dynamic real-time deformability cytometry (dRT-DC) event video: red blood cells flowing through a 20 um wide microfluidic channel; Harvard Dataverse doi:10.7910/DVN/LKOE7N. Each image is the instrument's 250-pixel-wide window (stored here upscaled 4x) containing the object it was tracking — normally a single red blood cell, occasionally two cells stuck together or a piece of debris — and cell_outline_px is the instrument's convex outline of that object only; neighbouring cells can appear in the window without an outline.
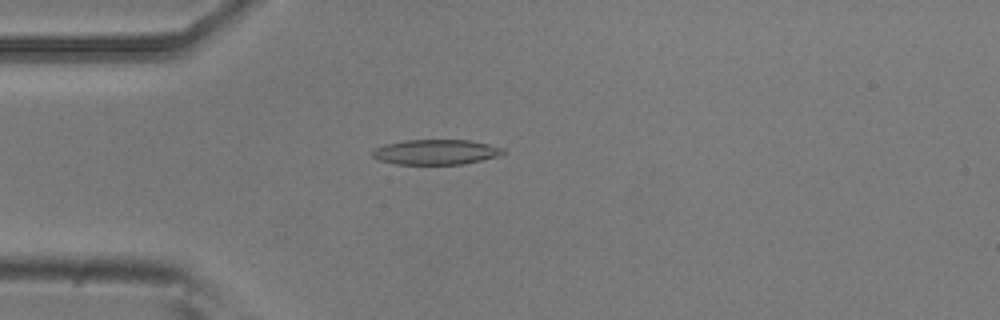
{"species": "common noctule bat (a hibernating species)", "species_latin": "Nyctalus noctula", "temperature_condition": "room temperature", "stored_images_in_passage": 4, "camera_frame_rate_fps": 3000, "um_per_image_px": 0.085, "animal": {"sex": "male", "body_mass_g": 20.5, "forearm_length_mm": 52.5}, "frame": {"image": 1, "passage_image": 3, "time_ms": 0.667, "image_size_px": [1000, 320], "cell_outline_px": [[504, 152], [496, 156], [464, 164], [396, 164], [380, 160], [372, 156], [372, 152], [376, 148], [384, 144], [404, 140], [468, 140], [488, 144], [504, 148]], "centroid_in_image_um": [37.02, 12.92], "position_along_channel_um": 48.0, "area_um2": 18.9}}